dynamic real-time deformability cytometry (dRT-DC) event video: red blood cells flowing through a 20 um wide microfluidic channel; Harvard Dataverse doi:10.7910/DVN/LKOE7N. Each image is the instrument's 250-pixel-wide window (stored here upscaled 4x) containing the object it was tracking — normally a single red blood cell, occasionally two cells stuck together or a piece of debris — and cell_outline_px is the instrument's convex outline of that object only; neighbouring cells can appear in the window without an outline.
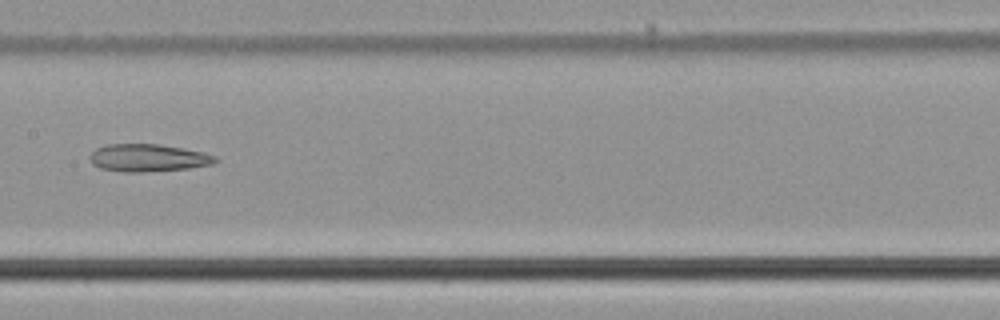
{"species": "common noctule bat (a hibernating species)", "species_latin": "Nyctalus noctula", "temperature_condition": "cold", "stored_images_in_passage": 8, "camera_frame_rate_fps": 3000, "um_per_image_px": 0.085, "animal": {"sex": "male", "body_mass_g": 21.5, "forearm_length_mm": 52.0}, "frame": {"image": 1, "passage_image": 6, "time_ms": 1.667, "image_size_px": [1000, 320], "cell_outline_px": [[220, 160], [212, 164], [188, 168], [140, 172], [124, 172], [100, 168], [92, 164], [88, 156], [96, 148], [104, 144], [160, 144], [204, 152], [216, 156]], "centroid_in_image_um": [12.57, 13.41], "position_along_channel_um": 194.8, "area_um2": 20.23}}
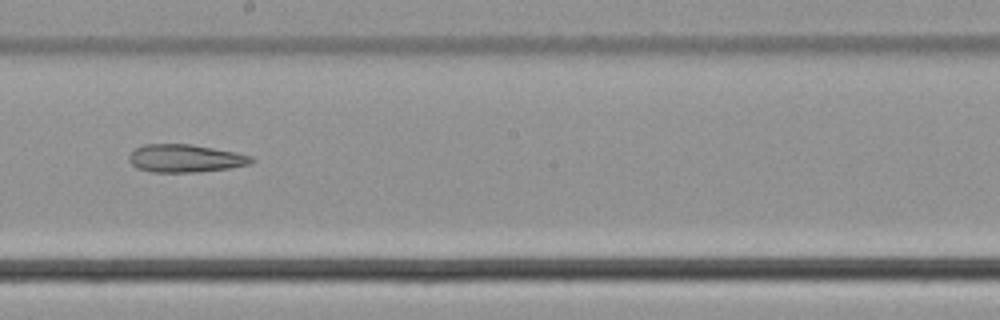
{"frame": {"image": 2, "passage_image": 7, "time_ms": 2.0, "image_size_px": [1000, 320], "cell_outline_px": [[256, 160], [248, 164], [228, 168], [196, 172], [152, 172], [136, 168], [128, 160], [128, 156], [136, 148], [144, 144], [192, 144], [236, 152], [252, 156]], "centroid_in_image_um": [15.74, 13.45], "position_along_channel_um": 232.5, "area_um2": 19.88}}
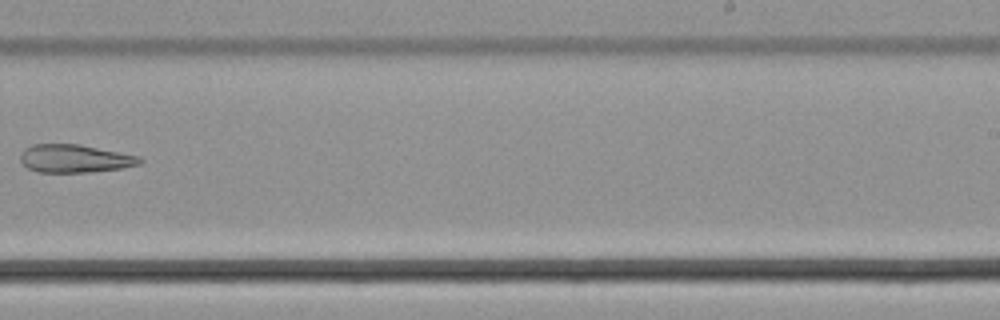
{"frame": {"image": 3, "passage_image": 8, "time_ms": 2.333, "image_size_px": [1000, 320], "cell_outline_px": [[144, 160], [140, 164], [124, 168], [88, 172], [36, 172], [28, 168], [20, 160], [20, 156], [24, 148], [32, 144], [80, 144], [140, 156]], "centroid_in_image_um": [6.37, 13.47], "position_along_channel_um": 282.6, "area_um2": 19.65}}